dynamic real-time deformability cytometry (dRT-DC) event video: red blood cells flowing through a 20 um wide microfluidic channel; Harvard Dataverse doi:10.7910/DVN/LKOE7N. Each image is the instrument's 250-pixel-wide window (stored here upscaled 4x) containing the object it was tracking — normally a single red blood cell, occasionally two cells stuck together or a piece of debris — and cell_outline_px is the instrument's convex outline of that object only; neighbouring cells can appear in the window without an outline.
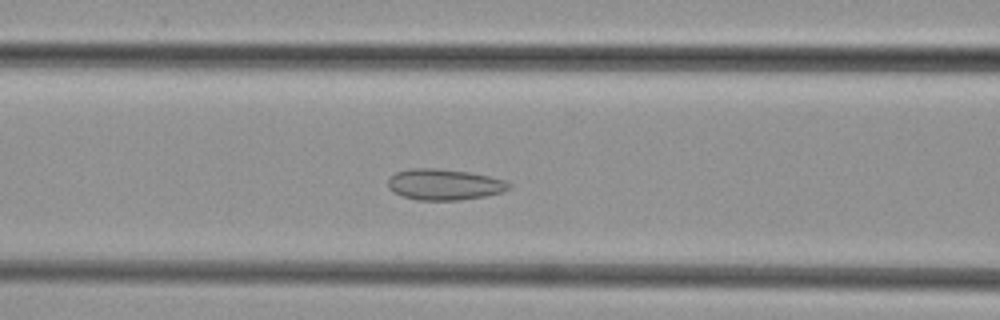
{"species": "common noctule bat (a hibernating species)", "species_latin": "Nyctalus noctula", "temperature_condition": "cold", "stored_images_in_passage": 31, "camera_frame_rate_fps": 3000, "um_per_image_px": 0.085, "animal": {"sex": "female", "body_mass_g": 29.2, "forearm_length_mm": 56.3}, "frame": {"image": 1, "passage_image": 15, "time_ms": 4.667, "image_size_px": [1000, 320], "cell_outline_px": [[512, 188], [504, 192], [484, 196], [460, 200], [416, 200], [392, 192], [388, 188], [388, 180], [396, 172], [412, 168], [436, 168], [468, 172], [508, 180], [512, 184]], "centroid_in_image_um": [37.81, 15.68], "position_along_channel_um": 128.8, "area_um2": 22.02}}
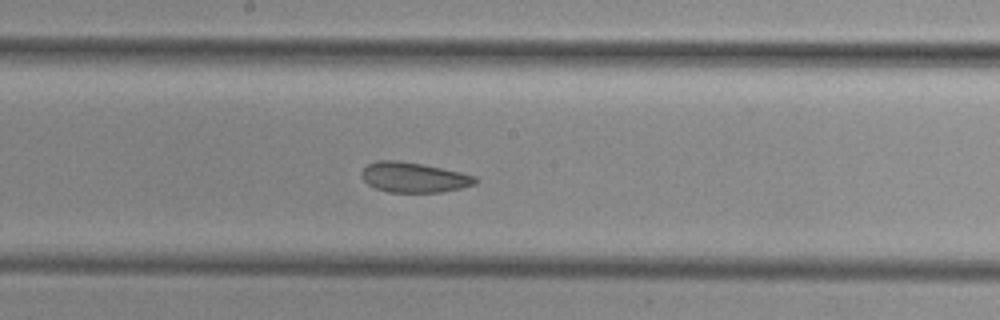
{"frame": {"image": 2, "passage_image": 21, "time_ms": 6.667, "image_size_px": [1000, 320], "cell_outline_px": [[480, 180], [476, 184], [460, 188], [440, 192], [388, 192], [376, 188], [368, 184], [360, 176], [360, 172], [368, 164], [376, 160], [396, 160], [424, 164], [460, 172], [476, 176]], "centroid_in_image_um": [35.17, 15.07], "position_along_channel_um": 213.0, "area_um2": 20.06}}
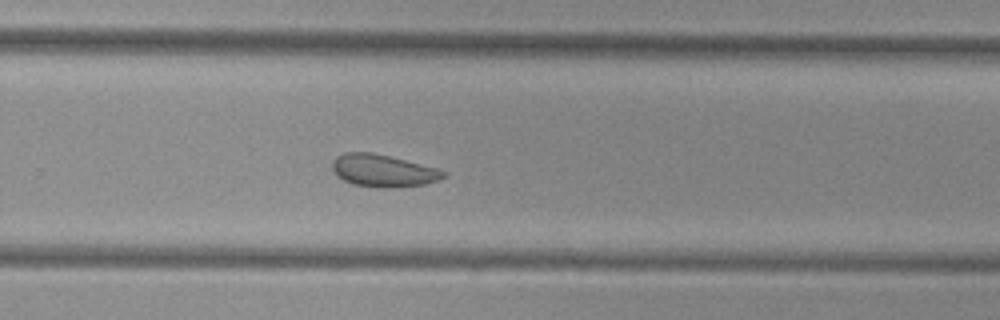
{"frame": {"image": 3, "passage_image": 27, "time_ms": 8.667, "image_size_px": [1000, 320], "cell_outline_px": [[448, 176], [424, 184], [396, 188], [380, 188], [352, 184], [336, 176], [332, 168], [332, 160], [336, 156], [344, 152], [372, 152], [436, 168], [448, 172]], "centroid_in_image_um": [32.53, 14.51], "position_along_channel_um": 297.3, "area_um2": 21.04}}